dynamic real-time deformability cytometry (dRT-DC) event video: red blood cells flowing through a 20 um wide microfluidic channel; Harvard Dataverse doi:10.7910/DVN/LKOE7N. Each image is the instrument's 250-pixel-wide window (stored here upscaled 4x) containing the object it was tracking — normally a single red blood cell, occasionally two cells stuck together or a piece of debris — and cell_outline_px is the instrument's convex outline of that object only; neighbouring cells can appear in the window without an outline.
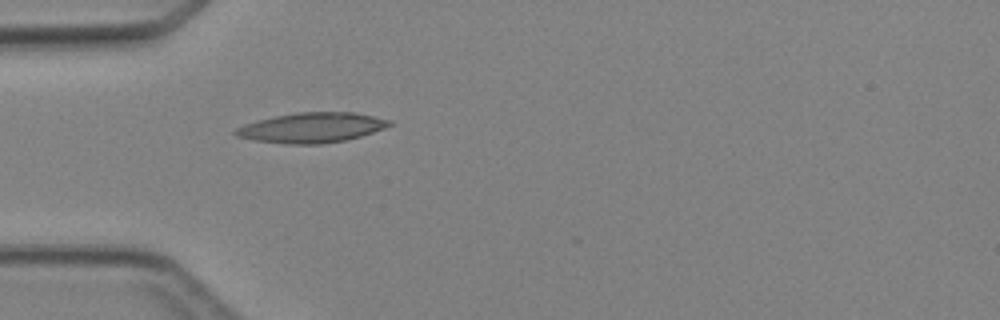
{"species": "Egyptian fruit bat (a non-hibernating species)", "species_latin": "Rousettus aegyptiacus", "temperature_condition": "cold", "stored_images_in_passage": 1, "camera_frame_rate_fps": 3000, "um_per_image_px": 0.085, "animal": {"sex": "female"}, "frame": {"image": 1, "passage_image": 1, "time_ms": 0.0, "image_size_px": [1000, 320], "cell_outline_px": [[392, 124], [384, 128], [360, 136], [344, 140], [320, 144], [288, 144], [256, 140], [236, 136], [232, 132], [236, 128], [244, 124], [276, 116], [296, 112], [352, 112], [392, 120]], "centroid_in_image_um": [26.49, 10.85], "position_along_channel_um": 58.5, "area_um2": 26.59}}